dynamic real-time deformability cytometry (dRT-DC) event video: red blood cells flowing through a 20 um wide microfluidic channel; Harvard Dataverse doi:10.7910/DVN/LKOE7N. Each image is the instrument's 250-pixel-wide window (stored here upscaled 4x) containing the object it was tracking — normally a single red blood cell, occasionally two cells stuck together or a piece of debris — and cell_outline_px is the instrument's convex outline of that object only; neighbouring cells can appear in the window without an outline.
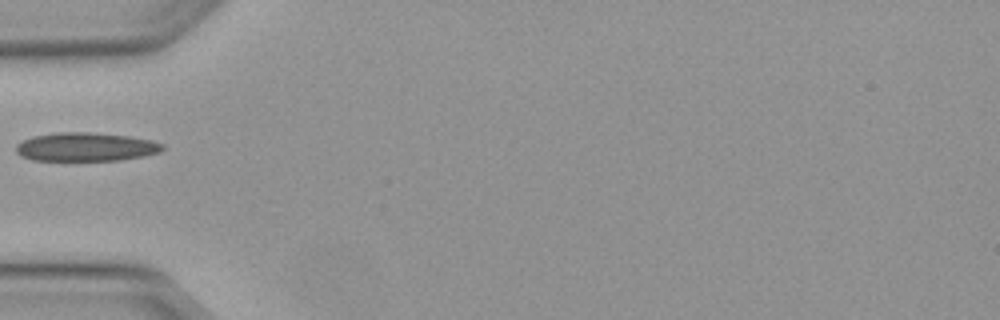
{"species": "Egyptian fruit bat (a non-hibernating species)", "species_latin": "Rousettus aegyptiacus", "temperature_condition": "warm", "stored_images_in_passage": 3, "camera_frame_rate_fps": 3000, "um_per_image_px": 0.085, "animal": {"sex": "female"}, "frame": {"image": 1, "passage_image": 1, "time_ms": 0.0, "image_size_px": [1000, 320], "cell_outline_px": [[164, 148], [160, 152], [144, 156], [120, 160], [32, 160], [20, 156], [16, 152], [16, 144], [32, 136], [56, 132], [88, 132], [128, 136], [152, 140], [164, 144]], "centroid_in_image_um": [7.29, 12.48], "position_along_channel_um": 77.7, "area_um2": 24.51}}